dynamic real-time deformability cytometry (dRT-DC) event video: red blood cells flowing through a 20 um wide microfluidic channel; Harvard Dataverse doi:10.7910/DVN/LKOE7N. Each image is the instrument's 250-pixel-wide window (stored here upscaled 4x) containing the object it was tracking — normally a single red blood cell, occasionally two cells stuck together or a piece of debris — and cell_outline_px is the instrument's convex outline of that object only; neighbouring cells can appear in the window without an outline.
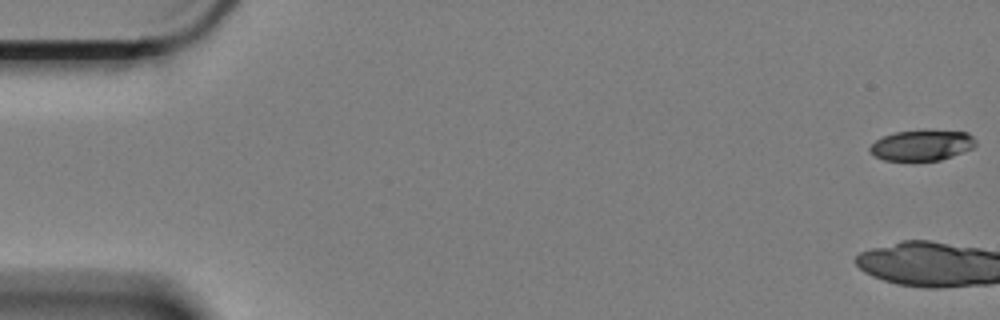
{"species": "Egyptian fruit bat (a non-hibernating species)", "species_latin": "Rousettus aegyptiacus", "temperature_condition": "cold", "stored_images_in_passage": 5, "camera_frame_rate_fps": 3000, "um_per_image_px": 0.085, "animal": {"sex": "female"}, "frame": {"image": 1, "passage_image": 1, "time_ms": 0.0, "image_size_px": [1000, 320], "cell_outline_px": [[976, 144], [972, 148], [952, 156], [940, 160], [884, 160], [876, 156], [868, 148], [876, 140], [884, 136], [896, 132], [924, 128], [968, 132], [976, 140]], "centroid_in_image_um": [78.4, 12.3], "position_along_channel_um": 6.6, "area_um2": 19.13}}